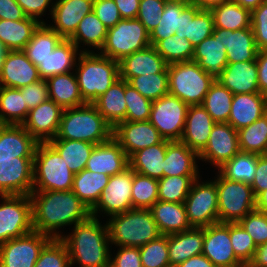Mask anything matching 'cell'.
I'll list each match as a JSON object with an SVG mask.
<instances>
[{
	"mask_svg": "<svg viewBox=\"0 0 267 267\" xmlns=\"http://www.w3.org/2000/svg\"><path fill=\"white\" fill-rule=\"evenodd\" d=\"M29 197L33 230L53 239L63 236L56 229L81 223L91 216L89 208L72 190L32 191Z\"/></svg>",
	"mask_w": 267,
	"mask_h": 267,
	"instance_id": "6da1fadb",
	"label": "cell"
},
{
	"mask_svg": "<svg viewBox=\"0 0 267 267\" xmlns=\"http://www.w3.org/2000/svg\"><path fill=\"white\" fill-rule=\"evenodd\" d=\"M73 227L72 235L60 238L67 247L71 266L77 261L81 267H110L107 223L102 226L97 218L90 216Z\"/></svg>",
	"mask_w": 267,
	"mask_h": 267,
	"instance_id": "7a4b0ae2",
	"label": "cell"
},
{
	"mask_svg": "<svg viewBox=\"0 0 267 267\" xmlns=\"http://www.w3.org/2000/svg\"><path fill=\"white\" fill-rule=\"evenodd\" d=\"M113 137L112 126L93 104L65 108L54 139L86 141L92 144L107 142Z\"/></svg>",
	"mask_w": 267,
	"mask_h": 267,
	"instance_id": "3957f363",
	"label": "cell"
},
{
	"mask_svg": "<svg viewBox=\"0 0 267 267\" xmlns=\"http://www.w3.org/2000/svg\"><path fill=\"white\" fill-rule=\"evenodd\" d=\"M76 74L79 92L85 103L93 102L119 79V62L90 50H81Z\"/></svg>",
	"mask_w": 267,
	"mask_h": 267,
	"instance_id": "277c9868",
	"label": "cell"
},
{
	"mask_svg": "<svg viewBox=\"0 0 267 267\" xmlns=\"http://www.w3.org/2000/svg\"><path fill=\"white\" fill-rule=\"evenodd\" d=\"M110 218L109 240L119 247H141L162 235L149 209L133 208Z\"/></svg>",
	"mask_w": 267,
	"mask_h": 267,
	"instance_id": "5b68a950",
	"label": "cell"
},
{
	"mask_svg": "<svg viewBox=\"0 0 267 267\" xmlns=\"http://www.w3.org/2000/svg\"><path fill=\"white\" fill-rule=\"evenodd\" d=\"M75 173L49 142H39L34 153L32 191L72 190Z\"/></svg>",
	"mask_w": 267,
	"mask_h": 267,
	"instance_id": "8992f818",
	"label": "cell"
},
{
	"mask_svg": "<svg viewBox=\"0 0 267 267\" xmlns=\"http://www.w3.org/2000/svg\"><path fill=\"white\" fill-rule=\"evenodd\" d=\"M169 94L188 106L201 105L216 77L205 72L196 62H177L167 66Z\"/></svg>",
	"mask_w": 267,
	"mask_h": 267,
	"instance_id": "52a82bcc",
	"label": "cell"
},
{
	"mask_svg": "<svg viewBox=\"0 0 267 267\" xmlns=\"http://www.w3.org/2000/svg\"><path fill=\"white\" fill-rule=\"evenodd\" d=\"M151 46L150 34L137 18L121 19L109 28L100 54L120 61L125 56Z\"/></svg>",
	"mask_w": 267,
	"mask_h": 267,
	"instance_id": "ba28073f",
	"label": "cell"
},
{
	"mask_svg": "<svg viewBox=\"0 0 267 267\" xmlns=\"http://www.w3.org/2000/svg\"><path fill=\"white\" fill-rule=\"evenodd\" d=\"M218 220L221 223H236L256 209V197L251 185L236 182L218 175Z\"/></svg>",
	"mask_w": 267,
	"mask_h": 267,
	"instance_id": "9c48e42d",
	"label": "cell"
},
{
	"mask_svg": "<svg viewBox=\"0 0 267 267\" xmlns=\"http://www.w3.org/2000/svg\"><path fill=\"white\" fill-rule=\"evenodd\" d=\"M0 244L33 231L29 195H1Z\"/></svg>",
	"mask_w": 267,
	"mask_h": 267,
	"instance_id": "30bf717a",
	"label": "cell"
},
{
	"mask_svg": "<svg viewBox=\"0 0 267 267\" xmlns=\"http://www.w3.org/2000/svg\"><path fill=\"white\" fill-rule=\"evenodd\" d=\"M188 105L178 97L166 94L152 101L148 121L160 135L169 141H180L183 134Z\"/></svg>",
	"mask_w": 267,
	"mask_h": 267,
	"instance_id": "8fae6325",
	"label": "cell"
},
{
	"mask_svg": "<svg viewBox=\"0 0 267 267\" xmlns=\"http://www.w3.org/2000/svg\"><path fill=\"white\" fill-rule=\"evenodd\" d=\"M195 179L185 199L187 219L191 227L203 228L218 223V191L216 181L198 183Z\"/></svg>",
	"mask_w": 267,
	"mask_h": 267,
	"instance_id": "7c38bea8",
	"label": "cell"
},
{
	"mask_svg": "<svg viewBox=\"0 0 267 267\" xmlns=\"http://www.w3.org/2000/svg\"><path fill=\"white\" fill-rule=\"evenodd\" d=\"M51 239L33 230L0 244V267H34L43 247Z\"/></svg>",
	"mask_w": 267,
	"mask_h": 267,
	"instance_id": "4fadbf2b",
	"label": "cell"
},
{
	"mask_svg": "<svg viewBox=\"0 0 267 267\" xmlns=\"http://www.w3.org/2000/svg\"><path fill=\"white\" fill-rule=\"evenodd\" d=\"M132 182L133 170L128 167L123 172L110 176L109 182L101 193L96 205L90 210L92 217L97 218V213L101 210L113 216L124 213L132 206Z\"/></svg>",
	"mask_w": 267,
	"mask_h": 267,
	"instance_id": "5bb4252c",
	"label": "cell"
},
{
	"mask_svg": "<svg viewBox=\"0 0 267 267\" xmlns=\"http://www.w3.org/2000/svg\"><path fill=\"white\" fill-rule=\"evenodd\" d=\"M34 157L0 159V196L30 195L33 190Z\"/></svg>",
	"mask_w": 267,
	"mask_h": 267,
	"instance_id": "9a60e30c",
	"label": "cell"
},
{
	"mask_svg": "<svg viewBox=\"0 0 267 267\" xmlns=\"http://www.w3.org/2000/svg\"><path fill=\"white\" fill-rule=\"evenodd\" d=\"M202 254L216 267H246L234 254L230 239V223L204 227Z\"/></svg>",
	"mask_w": 267,
	"mask_h": 267,
	"instance_id": "2e32d148",
	"label": "cell"
},
{
	"mask_svg": "<svg viewBox=\"0 0 267 267\" xmlns=\"http://www.w3.org/2000/svg\"><path fill=\"white\" fill-rule=\"evenodd\" d=\"M113 138L130 157L136 151L161 143L164 138L147 121H122L113 128Z\"/></svg>",
	"mask_w": 267,
	"mask_h": 267,
	"instance_id": "e0dca14e",
	"label": "cell"
},
{
	"mask_svg": "<svg viewBox=\"0 0 267 267\" xmlns=\"http://www.w3.org/2000/svg\"><path fill=\"white\" fill-rule=\"evenodd\" d=\"M240 151L238 131L229 123H215L206 147L198 154L199 160L220 168Z\"/></svg>",
	"mask_w": 267,
	"mask_h": 267,
	"instance_id": "ac0fdd59",
	"label": "cell"
},
{
	"mask_svg": "<svg viewBox=\"0 0 267 267\" xmlns=\"http://www.w3.org/2000/svg\"><path fill=\"white\" fill-rule=\"evenodd\" d=\"M63 108L51 99L29 110L22 126L39 143L49 142L57 136Z\"/></svg>",
	"mask_w": 267,
	"mask_h": 267,
	"instance_id": "d6986e66",
	"label": "cell"
},
{
	"mask_svg": "<svg viewBox=\"0 0 267 267\" xmlns=\"http://www.w3.org/2000/svg\"><path fill=\"white\" fill-rule=\"evenodd\" d=\"M40 79L37 66L22 50L6 51L0 72V86L19 89Z\"/></svg>",
	"mask_w": 267,
	"mask_h": 267,
	"instance_id": "ffe728a7",
	"label": "cell"
},
{
	"mask_svg": "<svg viewBox=\"0 0 267 267\" xmlns=\"http://www.w3.org/2000/svg\"><path fill=\"white\" fill-rule=\"evenodd\" d=\"M93 2L94 0H58L52 3L50 14L55 26H48L64 39H69L84 16L93 11Z\"/></svg>",
	"mask_w": 267,
	"mask_h": 267,
	"instance_id": "44dd1931",
	"label": "cell"
},
{
	"mask_svg": "<svg viewBox=\"0 0 267 267\" xmlns=\"http://www.w3.org/2000/svg\"><path fill=\"white\" fill-rule=\"evenodd\" d=\"M129 167V157L112 137L107 142L96 144L85 169L109 176L123 172Z\"/></svg>",
	"mask_w": 267,
	"mask_h": 267,
	"instance_id": "7402d4cb",
	"label": "cell"
},
{
	"mask_svg": "<svg viewBox=\"0 0 267 267\" xmlns=\"http://www.w3.org/2000/svg\"><path fill=\"white\" fill-rule=\"evenodd\" d=\"M214 20L210 10H200L188 3L180 14V23L176 34L186 38L195 47L214 31Z\"/></svg>",
	"mask_w": 267,
	"mask_h": 267,
	"instance_id": "603a6c76",
	"label": "cell"
},
{
	"mask_svg": "<svg viewBox=\"0 0 267 267\" xmlns=\"http://www.w3.org/2000/svg\"><path fill=\"white\" fill-rule=\"evenodd\" d=\"M215 123L203 106H189L180 141L199 154L206 147Z\"/></svg>",
	"mask_w": 267,
	"mask_h": 267,
	"instance_id": "cb8c5ba5",
	"label": "cell"
},
{
	"mask_svg": "<svg viewBox=\"0 0 267 267\" xmlns=\"http://www.w3.org/2000/svg\"><path fill=\"white\" fill-rule=\"evenodd\" d=\"M216 80L234 95L260 93L256 60L228 63Z\"/></svg>",
	"mask_w": 267,
	"mask_h": 267,
	"instance_id": "d4e9b609",
	"label": "cell"
},
{
	"mask_svg": "<svg viewBox=\"0 0 267 267\" xmlns=\"http://www.w3.org/2000/svg\"><path fill=\"white\" fill-rule=\"evenodd\" d=\"M168 64L154 46L136 51L119 61V78L129 82L133 77L161 73Z\"/></svg>",
	"mask_w": 267,
	"mask_h": 267,
	"instance_id": "484cf974",
	"label": "cell"
},
{
	"mask_svg": "<svg viewBox=\"0 0 267 267\" xmlns=\"http://www.w3.org/2000/svg\"><path fill=\"white\" fill-rule=\"evenodd\" d=\"M267 113V96L261 93L235 94L228 123L239 130Z\"/></svg>",
	"mask_w": 267,
	"mask_h": 267,
	"instance_id": "4316f807",
	"label": "cell"
},
{
	"mask_svg": "<svg viewBox=\"0 0 267 267\" xmlns=\"http://www.w3.org/2000/svg\"><path fill=\"white\" fill-rule=\"evenodd\" d=\"M214 29L220 34V41L226 48L228 63L256 60L259 50L251 27L235 31Z\"/></svg>",
	"mask_w": 267,
	"mask_h": 267,
	"instance_id": "83f0119b",
	"label": "cell"
},
{
	"mask_svg": "<svg viewBox=\"0 0 267 267\" xmlns=\"http://www.w3.org/2000/svg\"><path fill=\"white\" fill-rule=\"evenodd\" d=\"M37 144L22 125L0 124V159L34 157Z\"/></svg>",
	"mask_w": 267,
	"mask_h": 267,
	"instance_id": "f1b7e54d",
	"label": "cell"
},
{
	"mask_svg": "<svg viewBox=\"0 0 267 267\" xmlns=\"http://www.w3.org/2000/svg\"><path fill=\"white\" fill-rule=\"evenodd\" d=\"M192 61L215 77L227 66L226 48L221 43L220 34L215 29L211 36L194 47Z\"/></svg>",
	"mask_w": 267,
	"mask_h": 267,
	"instance_id": "f546056e",
	"label": "cell"
},
{
	"mask_svg": "<svg viewBox=\"0 0 267 267\" xmlns=\"http://www.w3.org/2000/svg\"><path fill=\"white\" fill-rule=\"evenodd\" d=\"M204 227L168 235V251L171 267H176L203 251Z\"/></svg>",
	"mask_w": 267,
	"mask_h": 267,
	"instance_id": "4dcf8cb0",
	"label": "cell"
},
{
	"mask_svg": "<svg viewBox=\"0 0 267 267\" xmlns=\"http://www.w3.org/2000/svg\"><path fill=\"white\" fill-rule=\"evenodd\" d=\"M162 235H172L191 229L184 203L158 200L150 209Z\"/></svg>",
	"mask_w": 267,
	"mask_h": 267,
	"instance_id": "1f68e13d",
	"label": "cell"
},
{
	"mask_svg": "<svg viewBox=\"0 0 267 267\" xmlns=\"http://www.w3.org/2000/svg\"><path fill=\"white\" fill-rule=\"evenodd\" d=\"M199 155L181 141L167 140L163 176L198 175Z\"/></svg>",
	"mask_w": 267,
	"mask_h": 267,
	"instance_id": "d6a6232c",
	"label": "cell"
},
{
	"mask_svg": "<svg viewBox=\"0 0 267 267\" xmlns=\"http://www.w3.org/2000/svg\"><path fill=\"white\" fill-rule=\"evenodd\" d=\"M93 105L100 115L114 128L126 119L125 80L119 78Z\"/></svg>",
	"mask_w": 267,
	"mask_h": 267,
	"instance_id": "836d02e7",
	"label": "cell"
},
{
	"mask_svg": "<svg viewBox=\"0 0 267 267\" xmlns=\"http://www.w3.org/2000/svg\"><path fill=\"white\" fill-rule=\"evenodd\" d=\"M78 47L70 40L63 39L53 52L37 66L41 79L70 72L76 66ZM75 62V63H74Z\"/></svg>",
	"mask_w": 267,
	"mask_h": 267,
	"instance_id": "e575fe53",
	"label": "cell"
},
{
	"mask_svg": "<svg viewBox=\"0 0 267 267\" xmlns=\"http://www.w3.org/2000/svg\"><path fill=\"white\" fill-rule=\"evenodd\" d=\"M166 149V139L156 145L140 149L129 157V167L138 174L159 180L163 177Z\"/></svg>",
	"mask_w": 267,
	"mask_h": 267,
	"instance_id": "d590c367",
	"label": "cell"
},
{
	"mask_svg": "<svg viewBox=\"0 0 267 267\" xmlns=\"http://www.w3.org/2000/svg\"><path fill=\"white\" fill-rule=\"evenodd\" d=\"M49 99L63 109L83 106L76 75L68 72L48 78Z\"/></svg>",
	"mask_w": 267,
	"mask_h": 267,
	"instance_id": "8d00e7d4",
	"label": "cell"
},
{
	"mask_svg": "<svg viewBox=\"0 0 267 267\" xmlns=\"http://www.w3.org/2000/svg\"><path fill=\"white\" fill-rule=\"evenodd\" d=\"M41 23L33 18L0 19V41L7 51L23 50Z\"/></svg>",
	"mask_w": 267,
	"mask_h": 267,
	"instance_id": "74e56055",
	"label": "cell"
},
{
	"mask_svg": "<svg viewBox=\"0 0 267 267\" xmlns=\"http://www.w3.org/2000/svg\"><path fill=\"white\" fill-rule=\"evenodd\" d=\"M110 179L109 175L83 169L74 175L72 191L91 210Z\"/></svg>",
	"mask_w": 267,
	"mask_h": 267,
	"instance_id": "f35d334b",
	"label": "cell"
},
{
	"mask_svg": "<svg viewBox=\"0 0 267 267\" xmlns=\"http://www.w3.org/2000/svg\"><path fill=\"white\" fill-rule=\"evenodd\" d=\"M63 39L61 35L47 26L46 23L40 24L22 51L35 66H38Z\"/></svg>",
	"mask_w": 267,
	"mask_h": 267,
	"instance_id": "ab89813d",
	"label": "cell"
},
{
	"mask_svg": "<svg viewBox=\"0 0 267 267\" xmlns=\"http://www.w3.org/2000/svg\"><path fill=\"white\" fill-rule=\"evenodd\" d=\"M28 113L20 89L0 86V124L22 125Z\"/></svg>",
	"mask_w": 267,
	"mask_h": 267,
	"instance_id": "60d3db41",
	"label": "cell"
},
{
	"mask_svg": "<svg viewBox=\"0 0 267 267\" xmlns=\"http://www.w3.org/2000/svg\"><path fill=\"white\" fill-rule=\"evenodd\" d=\"M49 143L59 152L68 168L76 173L85 169L95 144L67 139H51Z\"/></svg>",
	"mask_w": 267,
	"mask_h": 267,
	"instance_id": "b9f144b4",
	"label": "cell"
},
{
	"mask_svg": "<svg viewBox=\"0 0 267 267\" xmlns=\"http://www.w3.org/2000/svg\"><path fill=\"white\" fill-rule=\"evenodd\" d=\"M259 154L239 151L225 162L218 173L229 180L251 185L254 180Z\"/></svg>",
	"mask_w": 267,
	"mask_h": 267,
	"instance_id": "7bdbcfd3",
	"label": "cell"
},
{
	"mask_svg": "<svg viewBox=\"0 0 267 267\" xmlns=\"http://www.w3.org/2000/svg\"><path fill=\"white\" fill-rule=\"evenodd\" d=\"M214 27L225 30H240L251 27V11L233 1L212 8Z\"/></svg>",
	"mask_w": 267,
	"mask_h": 267,
	"instance_id": "ee69618b",
	"label": "cell"
},
{
	"mask_svg": "<svg viewBox=\"0 0 267 267\" xmlns=\"http://www.w3.org/2000/svg\"><path fill=\"white\" fill-rule=\"evenodd\" d=\"M234 94L215 80L204 97L203 106L216 123H228Z\"/></svg>",
	"mask_w": 267,
	"mask_h": 267,
	"instance_id": "f6af8a7d",
	"label": "cell"
},
{
	"mask_svg": "<svg viewBox=\"0 0 267 267\" xmlns=\"http://www.w3.org/2000/svg\"><path fill=\"white\" fill-rule=\"evenodd\" d=\"M108 28L99 20L94 11L84 16L79 22L75 33L69 38L79 49V44L83 42L88 46H93L98 50L103 47Z\"/></svg>",
	"mask_w": 267,
	"mask_h": 267,
	"instance_id": "bcb514c9",
	"label": "cell"
},
{
	"mask_svg": "<svg viewBox=\"0 0 267 267\" xmlns=\"http://www.w3.org/2000/svg\"><path fill=\"white\" fill-rule=\"evenodd\" d=\"M238 141L240 151L265 155L267 151V113L251 125L239 129Z\"/></svg>",
	"mask_w": 267,
	"mask_h": 267,
	"instance_id": "7dc6e473",
	"label": "cell"
},
{
	"mask_svg": "<svg viewBox=\"0 0 267 267\" xmlns=\"http://www.w3.org/2000/svg\"><path fill=\"white\" fill-rule=\"evenodd\" d=\"M199 175L163 176L158 180V199L164 202L184 203L192 183Z\"/></svg>",
	"mask_w": 267,
	"mask_h": 267,
	"instance_id": "c3c4849f",
	"label": "cell"
},
{
	"mask_svg": "<svg viewBox=\"0 0 267 267\" xmlns=\"http://www.w3.org/2000/svg\"><path fill=\"white\" fill-rule=\"evenodd\" d=\"M187 4L183 1H166L164 10L160 15L161 20L150 33L151 46H155L160 40L171 37L176 33L180 23V14Z\"/></svg>",
	"mask_w": 267,
	"mask_h": 267,
	"instance_id": "681fc988",
	"label": "cell"
},
{
	"mask_svg": "<svg viewBox=\"0 0 267 267\" xmlns=\"http://www.w3.org/2000/svg\"><path fill=\"white\" fill-rule=\"evenodd\" d=\"M154 47L168 65L177 62L192 61L194 54L193 44L186 38H181L176 33L171 37L160 40Z\"/></svg>",
	"mask_w": 267,
	"mask_h": 267,
	"instance_id": "f907efd6",
	"label": "cell"
},
{
	"mask_svg": "<svg viewBox=\"0 0 267 267\" xmlns=\"http://www.w3.org/2000/svg\"><path fill=\"white\" fill-rule=\"evenodd\" d=\"M128 83L150 101L169 93L167 67L161 73L133 77Z\"/></svg>",
	"mask_w": 267,
	"mask_h": 267,
	"instance_id": "816d5d0a",
	"label": "cell"
},
{
	"mask_svg": "<svg viewBox=\"0 0 267 267\" xmlns=\"http://www.w3.org/2000/svg\"><path fill=\"white\" fill-rule=\"evenodd\" d=\"M133 208L150 209L158 199V180L133 171Z\"/></svg>",
	"mask_w": 267,
	"mask_h": 267,
	"instance_id": "f5cc1de1",
	"label": "cell"
},
{
	"mask_svg": "<svg viewBox=\"0 0 267 267\" xmlns=\"http://www.w3.org/2000/svg\"><path fill=\"white\" fill-rule=\"evenodd\" d=\"M142 267H171L168 251V235L139 247Z\"/></svg>",
	"mask_w": 267,
	"mask_h": 267,
	"instance_id": "db71d44e",
	"label": "cell"
},
{
	"mask_svg": "<svg viewBox=\"0 0 267 267\" xmlns=\"http://www.w3.org/2000/svg\"><path fill=\"white\" fill-rule=\"evenodd\" d=\"M34 267H71L65 243L60 238H52L43 247Z\"/></svg>",
	"mask_w": 267,
	"mask_h": 267,
	"instance_id": "11a10c76",
	"label": "cell"
},
{
	"mask_svg": "<svg viewBox=\"0 0 267 267\" xmlns=\"http://www.w3.org/2000/svg\"><path fill=\"white\" fill-rule=\"evenodd\" d=\"M230 239L235 256L247 267L257 248L254 240L238 222L230 223Z\"/></svg>",
	"mask_w": 267,
	"mask_h": 267,
	"instance_id": "9f6ffc18",
	"label": "cell"
},
{
	"mask_svg": "<svg viewBox=\"0 0 267 267\" xmlns=\"http://www.w3.org/2000/svg\"><path fill=\"white\" fill-rule=\"evenodd\" d=\"M126 119L125 121H147L152 107V101L143 97L125 81Z\"/></svg>",
	"mask_w": 267,
	"mask_h": 267,
	"instance_id": "6f0895ef",
	"label": "cell"
},
{
	"mask_svg": "<svg viewBox=\"0 0 267 267\" xmlns=\"http://www.w3.org/2000/svg\"><path fill=\"white\" fill-rule=\"evenodd\" d=\"M238 223L249 233L256 246L267 242V214L255 209Z\"/></svg>",
	"mask_w": 267,
	"mask_h": 267,
	"instance_id": "680465c9",
	"label": "cell"
},
{
	"mask_svg": "<svg viewBox=\"0 0 267 267\" xmlns=\"http://www.w3.org/2000/svg\"><path fill=\"white\" fill-rule=\"evenodd\" d=\"M167 0H140L137 19L145 26L150 34L161 20Z\"/></svg>",
	"mask_w": 267,
	"mask_h": 267,
	"instance_id": "91938a15",
	"label": "cell"
},
{
	"mask_svg": "<svg viewBox=\"0 0 267 267\" xmlns=\"http://www.w3.org/2000/svg\"><path fill=\"white\" fill-rule=\"evenodd\" d=\"M251 28L258 50L267 49V0L251 11Z\"/></svg>",
	"mask_w": 267,
	"mask_h": 267,
	"instance_id": "94428289",
	"label": "cell"
},
{
	"mask_svg": "<svg viewBox=\"0 0 267 267\" xmlns=\"http://www.w3.org/2000/svg\"><path fill=\"white\" fill-rule=\"evenodd\" d=\"M19 89L29 110L49 99L48 84L45 79H40Z\"/></svg>",
	"mask_w": 267,
	"mask_h": 267,
	"instance_id": "6125c7cd",
	"label": "cell"
},
{
	"mask_svg": "<svg viewBox=\"0 0 267 267\" xmlns=\"http://www.w3.org/2000/svg\"><path fill=\"white\" fill-rule=\"evenodd\" d=\"M93 11L108 29L122 19L114 0H94Z\"/></svg>",
	"mask_w": 267,
	"mask_h": 267,
	"instance_id": "be15d7a7",
	"label": "cell"
},
{
	"mask_svg": "<svg viewBox=\"0 0 267 267\" xmlns=\"http://www.w3.org/2000/svg\"><path fill=\"white\" fill-rule=\"evenodd\" d=\"M115 258H110V267H142L139 247H120Z\"/></svg>",
	"mask_w": 267,
	"mask_h": 267,
	"instance_id": "e7e4bbea",
	"label": "cell"
},
{
	"mask_svg": "<svg viewBox=\"0 0 267 267\" xmlns=\"http://www.w3.org/2000/svg\"><path fill=\"white\" fill-rule=\"evenodd\" d=\"M254 196L267 190V156L259 155L253 183L251 184Z\"/></svg>",
	"mask_w": 267,
	"mask_h": 267,
	"instance_id": "03108f58",
	"label": "cell"
},
{
	"mask_svg": "<svg viewBox=\"0 0 267 267\" xmlns=\"http://www.w3.org/2000/svg\"><path fill=\"white\" fill-rule=\"evenodd\" d=\"M20 7L23 9L27 17L38 20L41 24H44L39 18L50 6L52 0H16ZM38 18V19H37Z\"/></svg>",
	"mask_w": 267,
	"mask_h": 267,
	"instance_id": "003e7915",
	"label": "cell"
},
{
	"mask_svg": "<svg viewBox=\"0 0 267 267\" xmlns=\"http://www.w3.org/2000/svg\"><path fill=\"white\" fill-rule=\"evenodd\" d=\"M27 18L16 0H0V19L22 20Z\"/></svg>",
	"mask_w": 267,
	"mask_h": 267,
	"instance_id": "a7ac6f4b",
	"label": "cell"
},
{
	"mask_svg": "<svg viewBox=\"0 0 267 267\" xmlns=\"http://www.w3.org/2000/svg\"><path fill=\"white\" fill-rule=\"evenodd\" d=\"M256 64L259 92L267 96V49L258 51Z\"/></svg>",
	"mask_w": 267,
	"mask_h": 267,
	"instance_id": "89a4df30",
	"label": "cell"
},
{
	"mask_svg": "<svg viewBox=\"0 0 267 267\" xmlns=\"http://www.w3.org/2000/svg\"><path fill=\"white\" fill-rule=\"evenodd\" d=\"M122 19H133L137 17L140 0H114Z\"/></svg>",
	"mask_w": 267,
	"mask_h": 267,
	"instance_id": "2644e50d",
	"label": "cell"
},
{
	"mask_svg": "<svg viewBox=\"0 0 267 267\" xmlns=\"http://www.w3.org/2000/svg\"><path fill=\"white\" fill-rule=\"evenodd\" d=\"M247 267H267V242L257 246L255 255Z\"/></svg>",
	"mask_w": 267,
	"mask_h": 267,
	"instance_id": "8c879c8a",
	"label": "cell"
},
{
	"mask_svg": "<svg viewBox=\"0 0 267 267\" xmlns=\"http://www.w3.org/2000/svg\"><path fill=\"white\" fill-rule=\"evenodd\" d=\"M176 267H216L206 256L203 254L192 256L185 262H182Z\"/></svg>",
	"mask_w": 267,
	"mask_h": 267,
	"instance_id": "753ad0ef",
	"label": "cell"
},
{
	"mask_svg": "<svg viewBox=\"0 0 267 267\" xmlns=\"http://www.w3.org/2000/svg\"><path fill=\"white\" fill-rule=\"evenodd\" d=\"M229 1L231 0H191L190 3L197 6L200 10H211L216 6Z\"/></svg>",
	"mask_w": 267,
	"mask_h": 267,
	"instance_id": "34e18365",
	"label": "cell"
},
{
	"mask_svg": "<svg viewBox=\"0 0 267 267\" xmlns=\"http://www.w3.org/2000/svg\"><path fill=\"white\" fill-rule=\"evenodd\" d=\"M256 210L267 214V190L256 197Z\"/></svg>",
	"mask_w": 267,
	"mask_h": 267,
	"instance_id": "11e5206c",
	"label": "cell"
},
{
	"mask_svg": "<svg viewBox=\"0 0 267 267\" xmlns=\"http://www.w3.org/2000/svg\"><path fill=\"white\" fill-rule=\"evenodd\" d=\"M231 1L235 2L236 4L242 6L245 9L252 11L266 0H231Z\"/></svg>",
	"mask_w": 267,
	"mask_h": 267,
	"instance_id": "2a66077c",
	"label": "cell"
},
{
	"mask_svg": "<svg viewBox=\"0 0 267 267\" xmlns=\"http://www.w3.org/2000/svg\"><path fill=\"white\" fill-rule=\"evenodd\" d=\"M6 51L7 50L5 49L2 42L0 41V72H1L2 64H3V58H4Z\"/></svg>",
	"mask_w": 267,
	"mask_h": 267,
	"instance_id": "b9fcfbb0",
	"label": "cell"
},
{
	"mask_svg": "<svg viewBox=\"0 0 267 267\" xmlns=\"http://www.w3.org/2000/svg\"><path fill=\"white\" fill-rule=\"evenodd\" d=\"M172 1H183V2H186V3H190L191 0H172Z\"/></svg>",
	"mask_w": 267,
	"mask_h": 267,
	"instance_id": "09005b40",
	"label": "cell"
}]
</instances>
